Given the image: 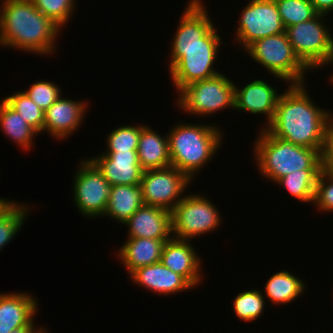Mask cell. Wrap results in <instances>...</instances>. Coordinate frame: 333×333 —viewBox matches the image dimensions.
<instances>
[{"label":"cell","instance_id":"cell-40","mask_svg":"<svg viewBox=\"0 0 333 333\" xmlns=\"http://www.w3.org/2000/svg\"><path fill=\"white\" fill-rule=\"evenodd\" d=\"M331 78V79H330ZM330 81L333 83V75L331 74V77H329Z\"/></svg>","mask_w":333,"mask_h":333},{"label":"cell","instance_id":"cell-37","mask_svg":"<svg viewBox=\"0 0 333 333\" xmlns=\"http://www.w3.org/2000/svg\"><path fill=\"white\" fill-rule=\"evenodd\" d=\"M333 112H329V128L328 132L333 136Z\"/></svg>","mask_w":333,"mask_h":333},{"label":"cell","instance_id":"cell-39","mask_svg":"<svg viewBox=\"0 0 333 333\" xmlns=\"http://www.w3.org/2000/svg\"><path fill=\"white\" fill-rule=\"evenodd\" d=\"M37 333H49V332H48V330L46 329V327L44 328V326H43V327H41V328L38 330Z\"/></svg>","mask_w":333,"mask_h":333},{"label":"cell","instance_id":"cell-14","mask_svg":"<svg viewBox=\"0 0 333 333\" xmlns=\"http://www.w3.org/2000/svg\"><path fill=\"white\" fill-rule=\"evenodd\" d=\"M90 159L102 171L111 186L140 185L144 170L138 161L137 150L102 152Z\"/></svg>","mask_w":333,"mask_h":333},{"label":"cell","instance_id":"cell-33","mask_svg":"<svg viewBox=\"0 0 333 333\" xmlns=\"http://www.w3.org/2000/svg\"><path fill=\"white\" fill-rule=\"evenodd\" d=\"M313 204L319 209L318 212L333 211V176L323 170L317 179Z\"/></svg>","mask_w":333,"mask_h":333},{"label":"cell","instance_id":"cell-11","mask_svg":"<svg viewBox=\"0 0 333 333\" xmlns=\"http://www.w3.org/2000/svg\"><path fill=\"white\" fill-rule=\"evenodd\" d=\"M239 16L234 39L244 50L259 39L285 32L275 0H250Z\"/></svg>","mask_w":333,"mask_h":333},{"label":"cell","instance_id":"cell-19","mask_svg":"<svg viewBox=\"0 0 333 333\" xmlns=\"http://www.w3.org/2000/svg\"><path fill=\"white\" fill-rule=\"evenodd\" d=\"M36 297L25 292L0 293V333L27 326L38 310Z\"/></svg>","mask_w":333,"mask_h":333},{"label":"cell","instance_id":"cell-25","mask_svg":"<svg viewBox=\"0 0 333 333\" xmlns=\"http://www.w3.org/2000/svg\"><path fill=\"white\" fill-rule=\"evenodd\" d=\"M322 169L296 170L280 178L276 184L303 203H313L317 179Z\"/></svg>","mask_w":333,"mask_h":333},{"label":"cell","instance_id":"cell-15","mask_svg":"<svg viewBox=\"0 0 333 333\" xmlns=\"http://www.w3.org/2000/svg\"><path fill=\"white\" fill-rule=\"evenodd\" d=\"M262 79L253 80L242 88L235 85V110L239 112H250L253 115L260 114L266 116V124L263 129L273 119L276 105L281 94Z\"/></svg>","mask_w":333,"mask_h":333},{"label":"cell","instance_id":"cell-38","mask_svg":"<svg viewBox=\"0 0 333 333\" xmlns=\"http://www.w3.org/2000/svg\"><path fill=\"white\" fill-rule=\"evenodd\" d=\"M10 199L0 197V209L9 201Z\"/></svg>","mask_w":333,"mask_h":333},{"label":"cell","instance_id":"cell-22","mask_svg":"<svg viewBox=\"0 0 333 333\" xmlns=\"http://www.w3.org/2000/svg\"><path fill=\"white\" fill-rule=\"evenodd\" d=\"M144 205L140 185H113L106 211L103 216H109L120 224H125L129 218Z\"/></svg>","mask_w":333,"mask_h":333},{"label":"cell","instance_id":"cell-2","mask_svg":"<svg viewBox=\"0 0 333 333\" xmlns=\"http://www.w3.org/2000/svg\"><path fill=\"white\" fill-rule=\"evenodd\" d=\"M305 85L289 84L281 93L273 119L264 130L294 145L317 149L322 153L330 111L315 105Z\"/></svg>","mask_w":333,"mask_h":333},{"label":"cell","instance_id":"cell-31","mask_svg":"<svg viewBox=\"0 0 333 333\" xmlns=\"http://www.w3.org/2000/svg\"><path fill=\"white\" fill-rule=\"evenodd\" d=\"M31 2L41 13L61 28L72 18L76 9L75 0H31Z\"/></svg>","mask_w":333,"mask_h":333},{"label":"cell","instance_id":"cell-9","mask_svg":"<svg viewBox=\"0 0 333 333\" xmlns=\"http://www.w3.org/2000/svg\"><path fill=\"white\" fill-rule=\"evenodd\" d=\"M220 211L203 194H189L171 211L172 236L189 240L202 234L213 233L221 224Z\"/></svg>","mask_w":333,"mask_h":333},{"label":"cell","instance_id":"cell-21","mask_svg":"<svg viewBox=\"0 0 333 333\" xmlns=\"http://www.w3.org/2000/svg\"><path fill=\"white\" fill-rule=\"evenodd\" d=\"M137 155L144 171L171 166L168 135L161 136L150 126L145 125L140 132Z\"/></svg>","mask_w":333,"mask_h":333},{"label":"cell","instance_id":"cell-6","mask_svg":"<svg viewBox=\"0 0 333 333\" xmlns=\"http://www.w3.org/2000/svg\"><path fill=\"white\" fill-rule=\"evenodd\" d=\"M245 51L271 76L288 84L305 83L307 70L311 72L294 53L285 32L259 39Z\"/></svg>","mask_w":333,"mask_h":333},{"label":"cell","instance_id":"cell-17","mask_svg":"<svg viewBox=\"0 0 333 333\" xmlns=\"http://www.w3.org/2000/svg\"><path fill=\"white\" fill-rule=\"evenodd\" d=\"M127 238L171 239V212L156 206H141L124 224Z\"/></svg>","mask_w":333,"mask_h":333},{"label":"cell","instance_id":"cell-34","mask_svg":"<svg viewBox=\"0 0 333 333\" xmlns=\"http://www.w3.org/2000/svg\"><path fill=\"white\" fill-rule=\"evenodd\" d=\"M322 170L333 176V136L328 132L321 154Z\"/></svg>","mask_w":333,"mask_h":333},{"label":"cell","instance_id":"cell-35","mask_svg":"<svg viewBox=\"0 0 333 333\" xmlns=\"http://www.w3.org/2000/svg\"><path fill=\"white\" fill-rule=\"evenodd\" d=\"M317 14L329 15V12H333V0H309Z\"/></svg>","mask_w":333,"mask_h":333},{"label":"cell","instance_id":"cell-27","mask_svg":"<svg viewBox=\"0 0 333 333\" xmlns=\"http://www.w3.org/2000/svg\"><path fill=\"white\" fill-rule=\"evenodd\" d=\"M3 100L39 134L43 132L44 111L23 91L13 92Z\"/></svg>","mask_w":333,"mask_h":333},{"label":"cell","instance_id":"cell-13","mask_svg":"<svg viewBox=\"0 0 333 333\" xmlns=\"http://www.w3.org/2000/svg\"><path fill=\"white\" fill-rule=\"evenodd\" d=\"M76 101L61 96L44 112L43 132L55 140L61 141L72 136L75 131L84 123L88 101Z\"/></svg>","mask_w":333,"mask_h":333},{"label":"cell","instance_id":"cell-8","mask_svg":"<svg viewBox=\"0 0 333 333\" xmlns=\"http://www.w3.org/2000/svg\"><path fill=\"white\" fill-rule=\"evenodd\" d=\"M325 20V15L317 14L309 21L285 28L294 53L310 71L327 66L333 59V36Z\"/></svg>","mask_w":333,"mask_h":333},{"label":"cell","instance_id":"cell-24","mask_svg":"<svg viewBox=\"0 0 333 333\" xmlns=\"http://www.w3.org/2000/svg\"><path fill=\"white\" fill-rule=\"evenodd\" d=\"M0 128L11 141L28 151L33 147L32 140L38 133L3 99L0 100Z\"/></svg>","mask_w":333,"mask_h":333},{"label":"cell","instance_id":"cell-28","mask_svg":"<svg viewBox=\"0 0 333 333\" xmlns=\"http://www.w3.org/2000/svg\"><path fill=\"white\" fill-rule=\"evenodd\" d=\"M233 302L234 313L244 322H252L260 318L266 306L263 291L256 288L240 292L235 296Z\"/></svg>","mask_w":333,"mask_h":333},{"label":"cell","instance_id":"cell-18","mask_svg":"<svg viewBox=\"0 0 333 333\" xmlns=\"http://www.w3.org/2000/svg\"><path fill=\"white\" fill-rule=\"evenodd\" d=\"M128 276L136 285L162 296L195 289L183 276L164 266L161 261L137 268Z\"/></svg>","mask_w":333,"mask_h":333},{"label":"cell","instance_id":"cell-36","mask_svg":"<svg viewBox=\"0 0 333 333\" xmlns=\"http://www.w3.org/2000/svg\"><path fill=\"white\" fill-rule=\"evenodd\" d=\"M35 325V321L32 320L27 326L15 328L10 333H37L41 327Z\"/></svg>","mask_w":333,"mask_h":333},{"label":"cell","instance_id":"cell-29","mask_svg":"<svg viewBox=\"0 0 333 333\" xmlns=\"http://www.w3.org/2000/svg\"><path fill=\"white\" fill-rule=\"evenodd\" d=\"M284 27L314 18L317 13L309 0H275Z\"/></svg>","mask_w":333,"mask_h":333},{"label":"cell","instance_id":"cell-5","mask_svg":"<svg viewBox=\"0 0 333 333\" xmlns=\"http://www.w3.org/2000/svg\"><path fill=\"white\" fill-rule=\"evenodd\" d=\"M254 142L259 174L276 183L283 176L303 169H322L321 152L274 137L263 128Z\"/></svg>","mask_w":333,"mask_h":333},{"label":"cell","instance_id":"cell-12","mask_svg":"<svg viewBox=\"0 0 333 333\" xmlns=\"http://www.w3.org/2000/svg\"><path fill=\"white\" fill-rule=\"evenodd\" d=\"M191 182L185 173L173 166L145 170L140 181L144 204L171 212Z\"/></svg>","mask_w":333,"mask_h":333},{"label":"cell","instance_id":"cell-3","mask_svg":"<svg viewBox=\"0 0 333 333\" xmlns=\"http://www.w3.org/2000/svg\"><path fill=\"white\" fill-rule=\"evenodd\" d=\"M0 46L39 55L53 54L61 27L41 13L31 0H2Z\"/></svg>","mask_w":333,"mask_h":333},{"label":"cell","instance_id":"cell-10","mask_svg":"<svg viewBox=\"0 0 333 333\" xmlns=\"http://www.w3.org/2000/svg\"><path fill=\"white\" fill-rule=\"evenodd\" d=\"M78 166L72 184L74 205L83 217H103L111 185L90 158L82 159Z\"/></svg>","mask_w":333,"mask_h":333},{"label":"cell","instance_id":"cell-1","mask_svg":"<svg viewBox=\"0 0 333 333\" xmlns=\"http://www.w3.org/2000/svg\"><path fill=\"white\" fill-rule=\"evenodd\" d=\"M171 43L169 74L179 92L186 85L216 76L222 42L202 0H189ZM216 60V61H215Z\"/></svg>","mask_w":333,"mask_h":333},{"label":"cell","instance_id":"cell-26","mask_svg":"<svg viewBox=\"0 0 333 333\" xmlns=\"http://www.w3.org/2000/svg\"><path fill=\"white\" fill-rule=\"evenodd\" d=\"M29 207L31 206H27L26 203L24 205V203L9 200L0 209V251L10 243L25 224L29 209L30 212L33 209Z\"/></svg>","mask_w":333,"mask_h":333},{"label":"cell","instance_id":"cell-20","mask_svg":"<svg viewBox=\"0 0 333 333\" xmlns=\"http://www.w3.org/2000/svg\"><path fill=\"white\" fill-rule=\"evenodd\" d=\"M169 239L127 238L116 254L130 274L137 268L161 261L164 244Z\"/></svg>","mask_w":333,"mask_h":333},{"label":"cell","instance_id":"cell-16","mask_svg":"<svg viewBox=\"0 0 333 333\" xmlns=\"http://www.w3.org/2000/svg\"><path fill=\"white\" fill-rule=\"evenodd\" d=\"M198 255L189 240L172 237L164 244L161 263L195 287L202 281V260Z\"/></svg>","mask_w":333,"mask_h":333},{"label":"cell","instance_id":"cell-23","mask_svg":"<svg viewBox=\"0 0 333 333\" xmlns=\"http://www.w3.org/2000/svg\"><path fill=\"white\" fill-rule=\"evenodd\" d=\"M305 281L288 270L273 274L265 284L263 296L271 305L288 304L304 294Z\"/></svg>","mask_w":333,"mask_h":333},{"label":"cell","instance_id":"cell-41","mask_svg":"<svg viewBox=\"0 0 333 333\" xmlns=\"http://www.w3.org/2000/svg\"><path fill=\"white\" fill-rule=\"evenodd\" d=\"M329 64H330V65H332V64H333V59H332V60H331V61L328 63V65H329Z\"/></svg>","mask_w":333,"mask_h":333},{"label":"cell","instance_id":"cell-32","mask_svg":"<svg viewBox=\"0 0 333 333\" xmlns=\"http://www.w3.org/2000/svg\"><path fill=\"white\" fill-rule=\"evenodd\" d=\"M61 91L60 86L54 82L39 80L24 92L45 112L61 96Z\"/></svg>","mask_w":333,"mask_h":333},{"label":"cell","instance_id":"cell-30","mask_svg":"<svg viewBox=\"0 0 333 333\" xmlns=\"http://www.w3.org/2000/svg\"><path fill=\"white\" fill-rule=\"evenodd\" d=\"M145 124L122 125L113 129L106 139L105 152H124L137 150L141 129Z\"/></svg>","mask_w":333,"mask_h":333},{"label":"cell","instance_id":"cell-7","mask_svg":"<svg viewBox=\"0 0 333 333\" xmlns=\"http://www.w3.org/2000/svg\"><path fill=\"white\" fill-rule=\"evenodd\" d=\"M178 95L177 106L189 115L208 116L235 108V83L222 73L190 83Z\"/></svg>","mask_w":333,"mask_h":333},{"label":"cell","instance_id":"cell-4","mask_svg":"<svg viewBox=\"0 0 333 333\" xmlns=\"http://www.w3.org/2000/svg\"><path fill=\"white\" fill-rule=\"evenodd\" d=\"M215 124L180 123L169 132L168 143L171 166L185 173L191 180L209 163L223 144V132Z\"/></svg>","mask_w":333,"mask_h":333}]
</instances>
